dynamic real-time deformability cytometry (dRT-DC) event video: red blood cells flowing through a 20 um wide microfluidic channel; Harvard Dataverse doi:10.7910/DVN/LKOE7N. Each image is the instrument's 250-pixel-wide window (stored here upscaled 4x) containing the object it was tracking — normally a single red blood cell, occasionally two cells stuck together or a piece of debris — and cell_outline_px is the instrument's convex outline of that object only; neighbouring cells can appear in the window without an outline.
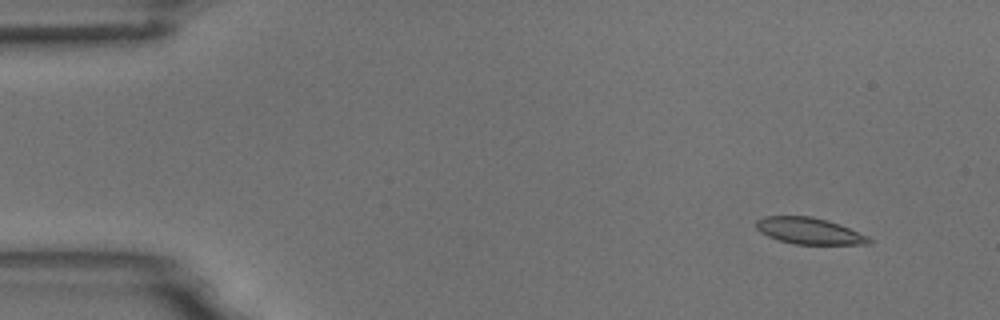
{"species": "common noctule bat (a hibernating species)", "species_latin": "Nyctalus noctula", "temperature_condition": "room temperature", "stored_images_in_passage": 4, "camera_frame_rate_fps": 3000, "um_per_image_px": 0.085, "animal": {"sex": "male", "body_mass_g": 18.8}, "frame": {"image": 1, "passage_image": 1, "time_ms": 0.0, "image_size_px": [1000, 320], "cell_outline_px": [[872, 244], [792, 244], [768, 236], [760, 232], [756, 228], [756, 220], [764, 216], [812, 216], [828, 220], [840, 224], [868, 236], [872, 240]], "centroid_in_image_um": [68.79, 19.62], "position_along_channel_um": 16.2, "area_um2": 17.46}}
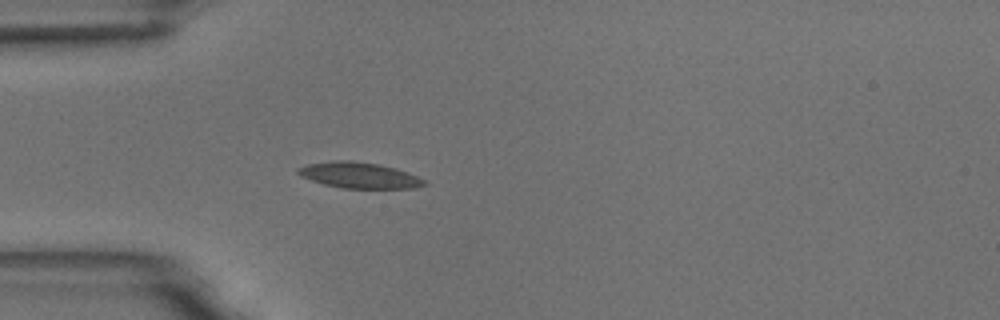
{"frame": {"image": 2, "passage_image": 4, "time_ms": 3.667, "image_size_px": [1000, 320], "cell_outline_px": [[428, 184], [416, 188], [344, 188], [324, 184], [300, 176], [296, 172], [296, 168], [308, 164], [332, 160], [352, 160], [376, 164], [396, 168], [416, 176], [424, 180]], "centroid_in_image_um": [30.5, 14.89], "position_along_channel_um": 54.5, "area_um2": 18.96}}